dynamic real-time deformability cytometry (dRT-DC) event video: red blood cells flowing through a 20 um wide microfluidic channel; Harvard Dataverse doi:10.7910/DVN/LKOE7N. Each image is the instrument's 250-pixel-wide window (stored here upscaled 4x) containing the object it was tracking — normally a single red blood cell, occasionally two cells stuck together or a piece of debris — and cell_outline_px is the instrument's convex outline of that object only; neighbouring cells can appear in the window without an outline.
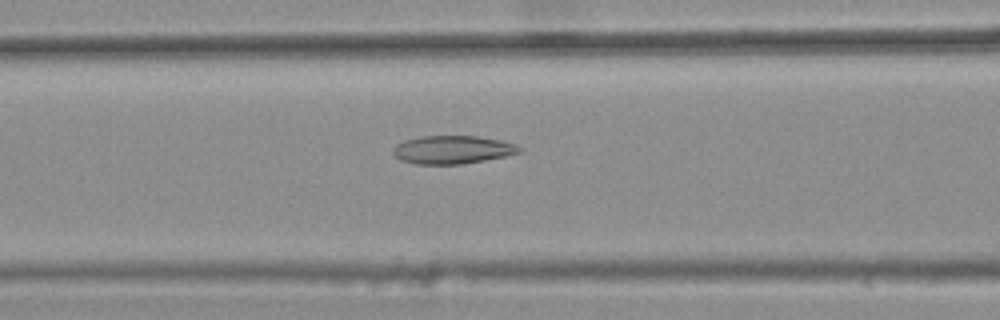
{"species": "common noctule bat (a hibernating species)", "species_latin": "Nyctalus noctula", "temperature_condition": "warm", "stored_images_in_passage": 34, "camera_frame_rate_fps": 3000, "um_per_image_px": 0.085, "animal": {"sex": "female", "body_mass_g": 25.1}, "frame": {"image": 1, "passage_image": 8, "time_ms": 2.333, "image_size_px": [1000, 320], "cell_outline_px": [[524, 148], [520, 152], [504, 156], [484, 160], [460, 164], [416, 164], [400, 160], [392, 152], [392, 148], [396, 144], [404, 140], [420, 136], [476, 136], [500, 140], [516, 144]], "centroid_in_image_um": [38.44, 12.72], "position_along_channel_um": 128.2, "area_um2": 20.75}}
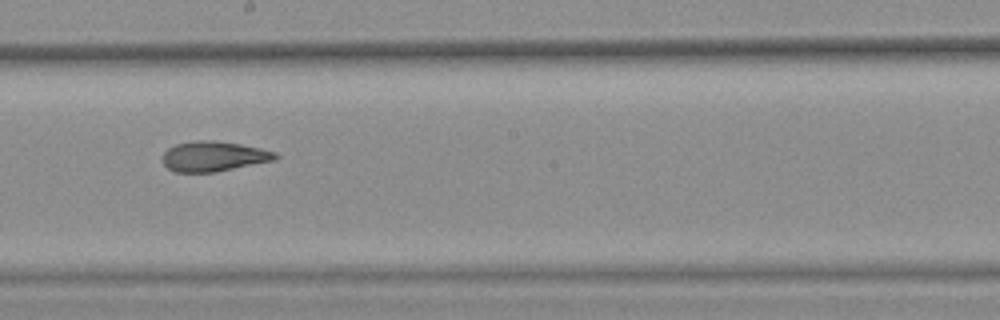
{"frame": {"image": 2, "passage_image": 16, "time_ms": 5.0, "image_size_px": [1000, 320], "cell_outline_px": [[280, 156], [276, 160], [216, 172], [176, 172], [168, 168], [164, 164], [164, 152], [168, 148], [176, 144], [196, 140], [216, 140], [240, 144], [260, 148], [276, 152]], "centroid_in_image_um": [18.2, 13.28], "position_along_channel_um": 230.0, "area_um2": 19.83}}
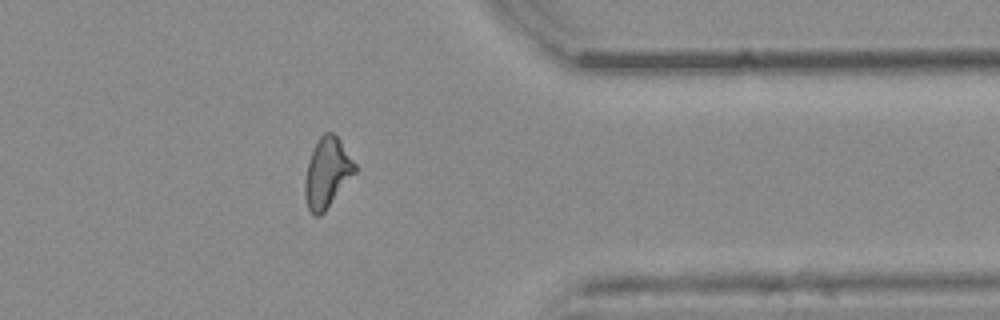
{"frame": {"image": 3, "passage_image": 29, "time_ms": 9.333, "image_size_px": [1000, 320], "cell_outline_px": [[356, 172], [324, 212], [320, 216], [312, 216], [308, 208], [304, 196], [304, 180], [308, 160], [320, 136], [324, 132], [332, 132], [340, 140], [356, 164]], "centroid_in_image_um": [27.79, 14.71], "position_along_channel_um": 383.6, "area_um2": 20.35}, "authors_computed_cell_mechanics": {"area_um2": 20.0277, "velocity_mm_per_s": 3.8313, "shape_relaxation_time_tau1_ms": null, "shape_relaxation_time_tau2_ms": 2.3287, "deformation_change_tau1": null, "deformation_change_tau2": 0.1053}}